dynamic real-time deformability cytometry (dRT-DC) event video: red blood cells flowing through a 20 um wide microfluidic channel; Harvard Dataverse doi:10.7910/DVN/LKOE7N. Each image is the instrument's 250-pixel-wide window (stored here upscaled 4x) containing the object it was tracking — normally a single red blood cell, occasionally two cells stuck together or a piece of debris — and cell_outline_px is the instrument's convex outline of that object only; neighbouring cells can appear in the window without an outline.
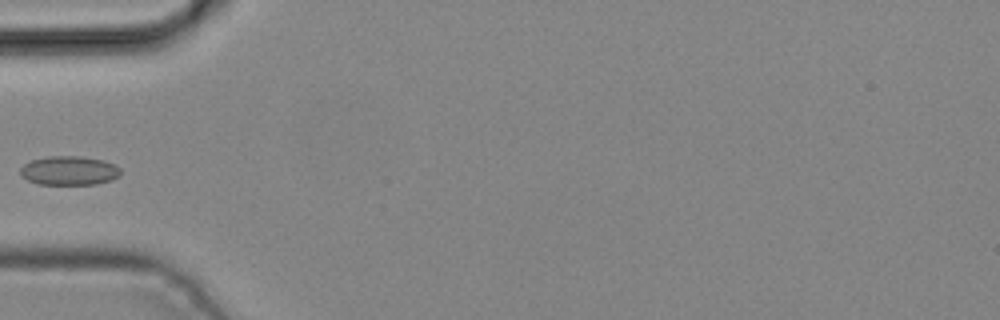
{"species": "common noctule bat (a hibernating species)", "species_latin": "Nyctalus noctula", "temperature_condition": "cold", "stored_images_in_passage": 5, "camera_frame_rate_fps": 3000, "um_per_image_px": 0.085, "animal": {"sex": "male", "body_mass_g": 19.2, "forearm_length_mm": 51.8}, "frame": {"image": 1, "passage_image": 5, "time_ms": 1.333, "image_size_px": [1000, 320], "cell_outline_px": [[120, 176], [112, 180], [96, 184], [40, 184], [28, 180], [20, 172], [20, 168], [24, 164], [32, 160], [48, 156], [80, 156], [104, 160], [120, 168]], "centroid_in_image_um": [5.9, 14.5], "position_along_channel_um": 79.1, "area_um2": 16.88}}